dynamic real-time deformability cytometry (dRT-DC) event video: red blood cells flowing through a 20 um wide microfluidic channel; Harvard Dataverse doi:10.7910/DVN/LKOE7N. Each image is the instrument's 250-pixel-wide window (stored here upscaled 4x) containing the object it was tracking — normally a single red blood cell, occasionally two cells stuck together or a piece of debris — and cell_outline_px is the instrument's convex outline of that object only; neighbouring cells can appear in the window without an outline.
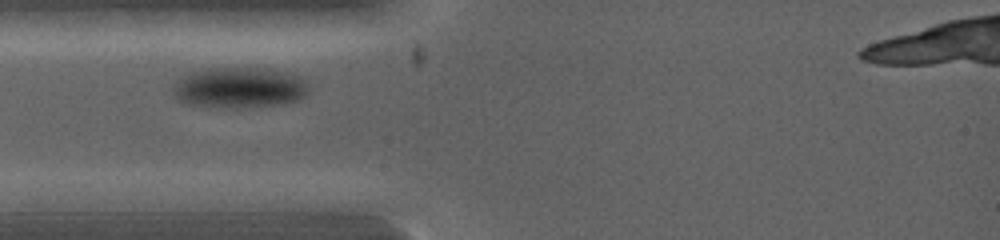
{"species": "common noctule bat (a hibernating species)", "species_latin": "Nyctalus noctula", "temperature_condition": "warm", "stored_images_in_passage": 2, "camera_frame_rate_fps": 5000, "um_per_image_px": 0.085, "animal": {"sex": "female", "body_mass_g": 19.0, "forearm_length_mm": 53.3}, "frame": {"image": 1, "passage_image": 1, "time_ms": 0.0, "image_size_px": [1000, 240], "cell_outline_px": [[308, 92], [300, 100], [284, 104], [240, 108], [208, 108], [184, 104], [172, 92], [176, 80], [180, 76], [188, 72], [208, 68], [268, 68], [292, 72], [300, 76], [308, 84]], "centroid_in_image_um": [20.34, 7.46], "position_along_channel_um": 64.7, "area_um2": 33.23}}
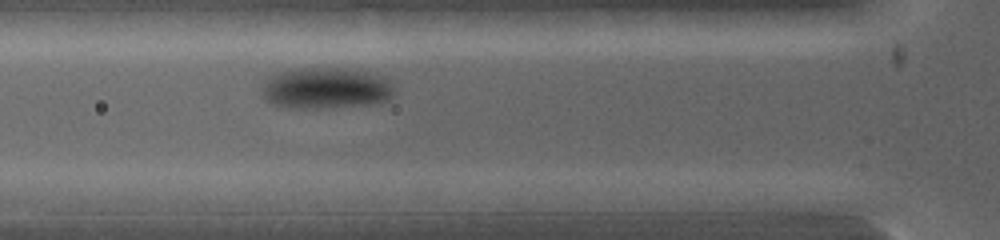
{"frame": {"image": 2, "passage_image": 2, "time_ms": 0.6, "image_size_px": [1000, 240], "cell_outline_px": [[396, 88], [388, 100], [368, 104], [328, 108], [288, 108], [272, 104], [264, 96], [264, 84], [268, 76], [272, 72], [304, 68], [344, 68], [372, 72], [388, 80]], "centroid_in_image_um": [27.7, 7.49], "position_along_channel_um": 98.1, "area_um2": 31.96}}